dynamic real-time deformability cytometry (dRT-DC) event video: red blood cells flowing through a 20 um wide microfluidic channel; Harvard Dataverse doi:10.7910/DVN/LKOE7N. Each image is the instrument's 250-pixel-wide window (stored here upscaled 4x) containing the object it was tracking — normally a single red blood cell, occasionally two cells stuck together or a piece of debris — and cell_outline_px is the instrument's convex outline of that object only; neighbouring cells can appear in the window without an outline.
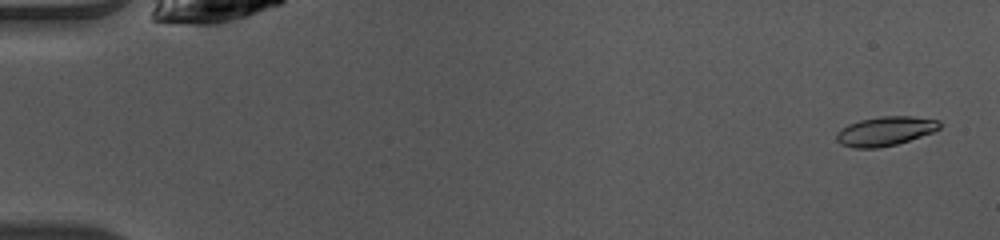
{"species": "common noctule bat (a hibernating species)", "species_latin": "Nyctalus noctula", "temperature_condition": "warm", "stored_images_in_passage": 44, "camera_frame_rate_fps": 3000, "um_per_image_px": 0.085, "animal": {"sex": "female", "body_mass_g": 10.0, "forearm_length_mm": 53.1}, "frame": {"image": 1, "passage_image": 2, "time_ms": 0.333, "image_size_px": [1000, 240], "cell_outline_px": [[940, 128], [932, 132], [896, 144], [876, 148], [852, 148], [840, 144], [836, 140], [836, 132], [840, 128], [848, 124], [860, 120], [880, 116], [912, 116], [940, 120]], "centroid_in_image_um": [75.2, 11.14], "position_along_channel_um": 9.8, "area_um2": 17.57}}
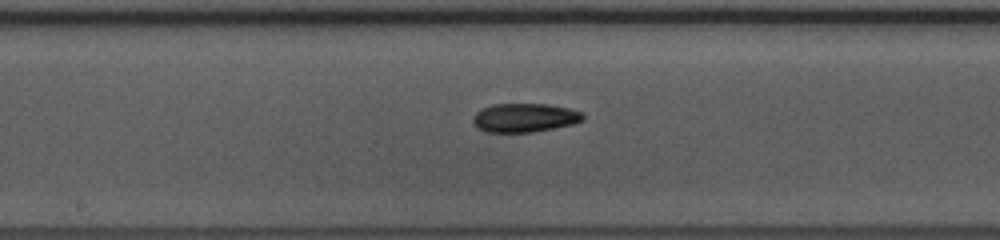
{"frame": {"image": 2, "passage_image": 26, "time_ms": 8.333, "image_size_px": [1000, 240], "cell_outline_px": [[584, 120], [572, 124], [532, 132], [488, 132], [476, 128], [472, 120], [476, 112], [492, 104], [548, 104], [568, 108], [584, 112]], "centroid_in_image_um": [44.6, 10.0], "position_along_channel_um": 203.6, "area_um2": 18.44}}
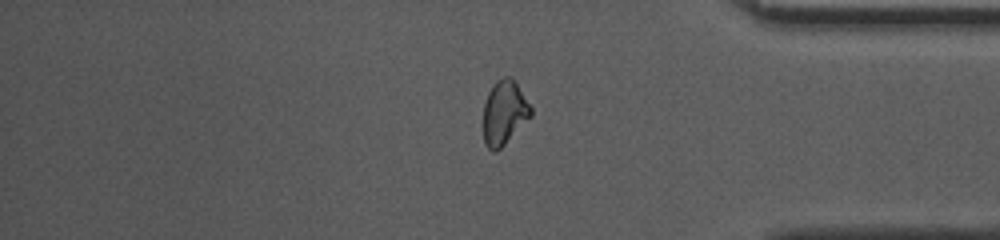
{"frame": {"image": 3, "passage_image": 41, "time_ms": 13.333, "image_size_px": [1000, 240], "cell_outline_px": [[532, 116], [496, 152], [492, 152], [484, 144], [484, 104], [488, 92], [492, 84], [496, 80], [504, 76], [512, 76], [532, 108]], "centroid_in_image_um": [42.86, 9.55], "position_along_channel_um": 392.3, "area_um2": 17.86}, "authors_computed_cell_mechanics": {"area_um2": 17.8602, "velocity_mm_per_s": 4.0975, "shape_relaxation_time_tau1_ms": null, "shape_relaxation_time_tau2_ms": 2.8768, "deformation_change_tau1": null, "deformation_change_tau2": 0.0946}}